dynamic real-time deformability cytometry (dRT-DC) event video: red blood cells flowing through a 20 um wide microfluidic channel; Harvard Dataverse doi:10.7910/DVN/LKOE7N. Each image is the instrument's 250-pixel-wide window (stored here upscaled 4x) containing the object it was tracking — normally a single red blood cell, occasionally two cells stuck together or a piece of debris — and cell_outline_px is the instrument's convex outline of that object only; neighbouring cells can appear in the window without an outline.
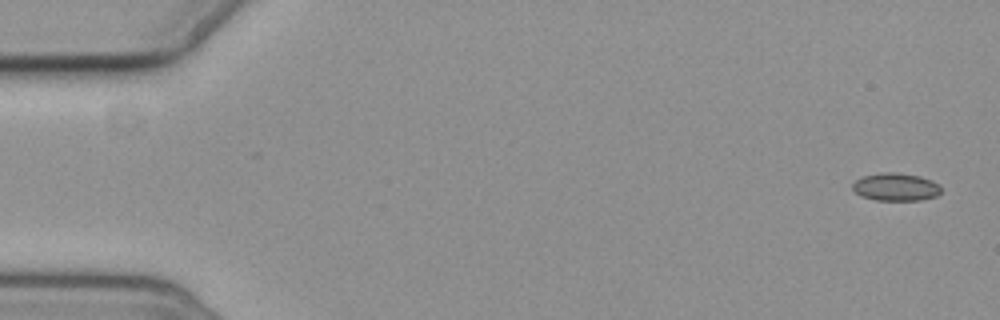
{"species": "common noctule bat (a hibernating species)", "species_latin": "Nyctalus noctula", "temperature_condition": "cold", "stored_images_in_passage": 8, "camera_frame_rate_fps": 3000, "um_per_image_px": 0.085, "animal": {"sex": "female", "body_mass_g": 19.3, "forearm_length_mm": 54.1}, "frame": {"image": 1, "passage_image": 1, "time_ms": 0.0, "image_size_px": [1000, 320], "cell_outline_px": [[940, 192], [936, 196], [920, 200], [876, 200], [860, 196], [852, 188], [852, 184], [856, 180], [864, 176], [880, 172], [896, 172], [920, 176], [932, 180], [940, 184]], "centroid_in_image_um": [76.14, 15.88], "position_along_channel_um": 8.9, "area_um2": 14.39}}
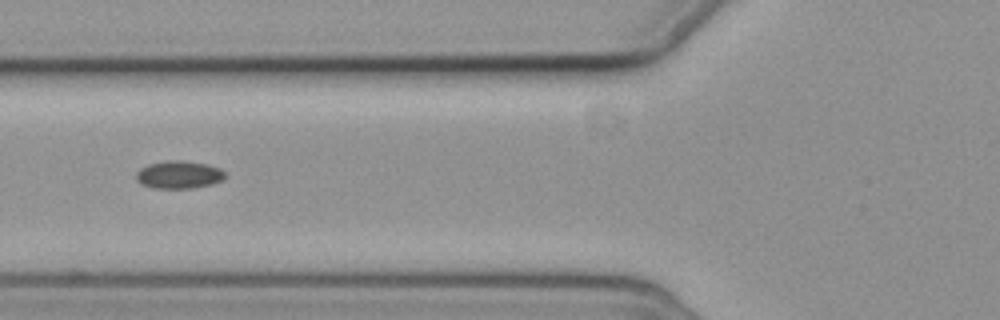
{"frame": {"image": 2, "passage_image": 7, "time_ms": 7.0, "image_size_px": [1000, 320], "cell_outline_px": [[224, 180], [212, 184], [192, 188], [152, 188], [140, 184], [136, 180], [136, 172], [140, 168], [148, 164], [164, 160], [184, 160], [208, 164], [220, 168], [224, 172]], "centroid_in_image_um": [15.18, 14.84], "position_along_channel_um": 110.6, "area_um2": 14.62}}
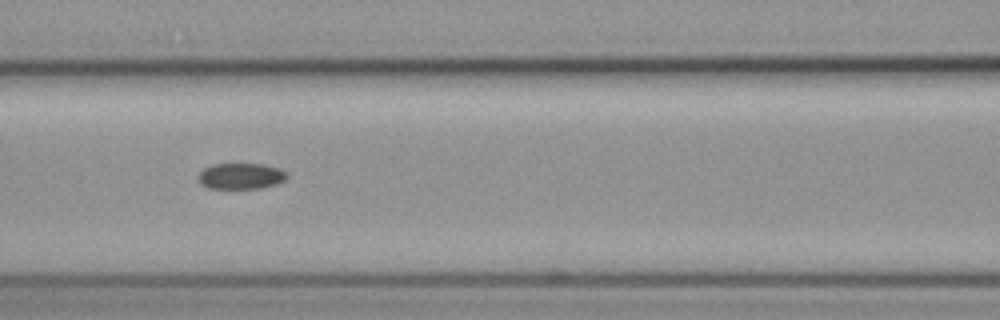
{"frame": {"image": 3, "passage_image": 8, "time_ms": 8.0, "image_size_px": [1000, 320], "cell_outline_px": [[288, 176], [284, 180], [276, 184], [260, 188], [208, 188], [200, 184], [200, 172], [204, 168], [212, 164], [264, 164], [276, 168], [284, 172]], "centroid_in_image_um": [20.45, 14.97], "position_along_channel_um": 146.1, "area_um2": 13.18}}